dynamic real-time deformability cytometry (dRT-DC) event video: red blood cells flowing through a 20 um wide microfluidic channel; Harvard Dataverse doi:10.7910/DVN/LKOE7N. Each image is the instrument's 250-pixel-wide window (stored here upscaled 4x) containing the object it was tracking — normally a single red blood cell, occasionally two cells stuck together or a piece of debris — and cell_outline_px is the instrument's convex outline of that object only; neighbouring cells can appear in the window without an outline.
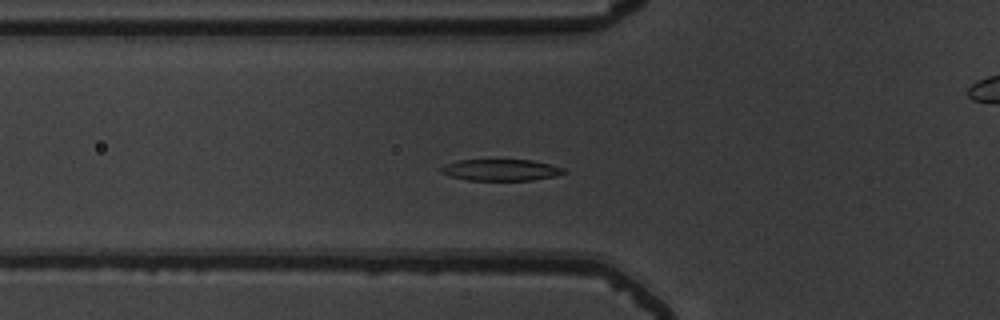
{"species": "common noctule bat (a hibernating species)", "species_latin": "Nyctalus noctula", "temperature_condition": "warm", "stored_images_in_passage": 46, "camera_frame_rate_fps": 3000, "um_per_image_px": 0.085, "animal": {"sex": "male", "body_mass_g": 19.5, "forearm_length_mm": 54.6}, "frame": {"image": 1, "passage_image": 10, "time_ms": 3.0, "image_size_px": [1000, 320], "cell_outline_px": [[568, 172], [556, 176], [532, 180], [468, 180], [448, 176], [440, 172], [440, 168], [444, 164], [460, 160], [532, 160], [564, 168]], "centroid_in_image_um": [42.56, 14.45], "position_along_channel_um": 83.2, "area_um2": 15.37}}
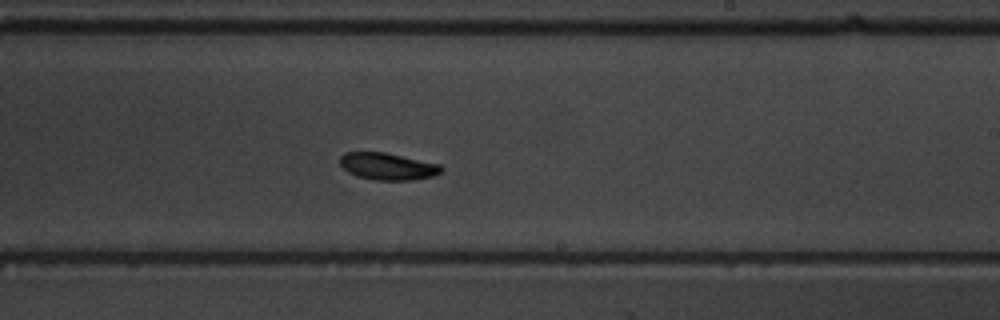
{"frame": {"image": 2, "passage_image": 24, "time_ms": 7.667, "image_size_px": [1000, 320], "cell_outline_px": [[444, 168], [440, 172], [432, 176], [412, 180], [376, 180], [356, 176], [348, 172], [340, 164], [340, 156], [344, 152], [384, 152], [440, 164]], "centroid_in_image_um": [32.94, 14.14], "position_along_channel_um": 256.1, "area_um2": 15.9}}
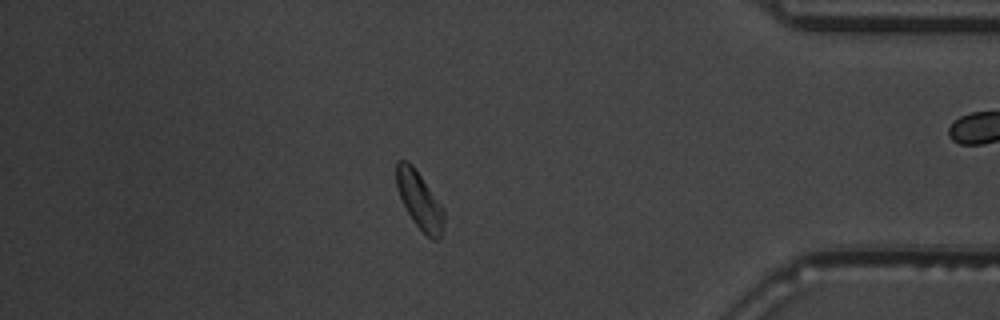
{"frame": {"image": 3, "passage_image": 38, "time_ms": 12.333, "image_size_px": [1000, 320], "cell_outline_px": [[444, 220], [440, 236], [436, 240], [432, 240], [412, 220], [400, 196], [396, 184], [396, 160], [404, 160], [412, 164], [444, 208]], "centroid_in_image_um": [35.66, 17.0], "position_along_channel_um": 399.5, "area_um2": 15.55}, "authors_computed_cell_mechanics": {"area_um2": 16.184, "velocity_mm_per_s": 3.7058, "shape_relaxation_time_tau1_ms": 2.7498, "shape_relaxation_time_tau2_ms": null, "deformation_change_tau1": 0.1371, "deformation_change_tau2": null}}